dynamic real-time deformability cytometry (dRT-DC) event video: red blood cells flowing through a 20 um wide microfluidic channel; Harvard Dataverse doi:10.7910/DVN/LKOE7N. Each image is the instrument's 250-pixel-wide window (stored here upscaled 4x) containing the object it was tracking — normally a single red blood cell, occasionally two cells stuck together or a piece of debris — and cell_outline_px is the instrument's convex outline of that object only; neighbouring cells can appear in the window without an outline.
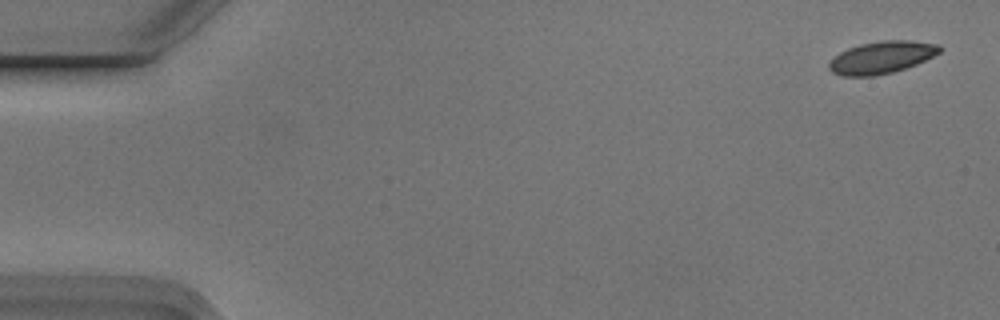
{"species": "Egyptian fruit bat (a non-hibernating species)", "species_latin": "Rousettus aegyptiacus", "temperature_condition": "cold", "stored_images_in_passage": 5, "camera_frame_rate_fps": 3000, "um_per_image_px": 0.085, "animal": {"sex": "male"}, "frame": {"image": 1, "passage_image": 1, "time_ms": 0.0, "image_size_px": [1000, 320], "cell_outline_px": [[944, 48], [940, 52], [916, 64], [892, 72], [872, 76], [840, 76], [832, 72], [828, 68], [828, 64], [840, 52], [848, 48], [860, 44], [884, 40], [908, 40], [940, 44]], "centroid_in_image_um": [74.94, 4.87], "position_along_channel_um": 10.1, "area_um2": 20.69}}
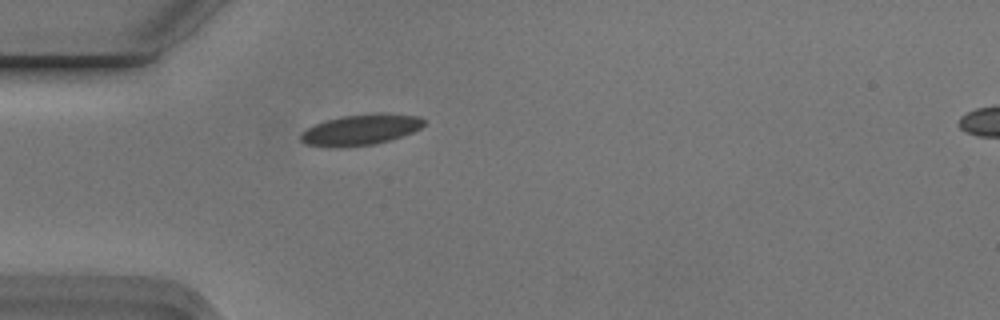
{"frame": {"image": 2, "passage_image": 5, "time_ms": 1.333, "image_size_px": [1000, 320], "cell_outline_px": [[424, 124], [420, 128], [412, 132], [388, 140], [372, 144], [308, 144], [300, 140], [300, 132], [324, 120], [340, 116], [372, 112], [384, 112], [420, 116], [424, 120]], "centroid_in_image_um": [30.73, 10.94], "position_along_channel_um": 54.3, "area_um2": 21.33}}